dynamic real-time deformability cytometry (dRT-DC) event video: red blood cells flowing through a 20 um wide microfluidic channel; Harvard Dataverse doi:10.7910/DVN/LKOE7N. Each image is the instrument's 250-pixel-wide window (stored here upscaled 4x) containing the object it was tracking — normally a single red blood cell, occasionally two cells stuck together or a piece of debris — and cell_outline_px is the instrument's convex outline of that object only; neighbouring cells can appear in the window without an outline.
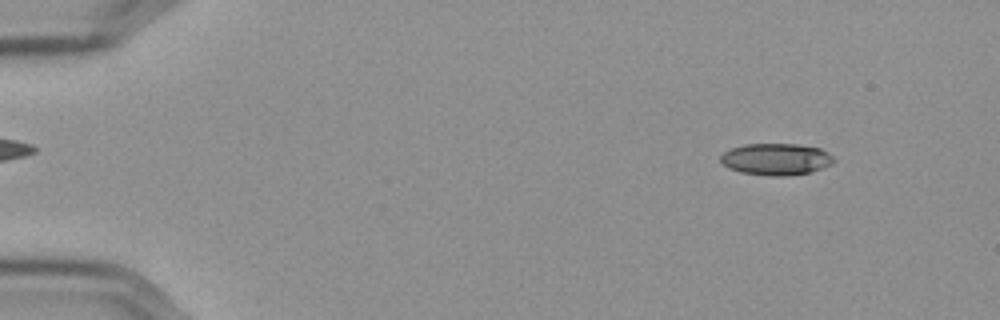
{"species": "Egyptian fruit bat (a non-hibernating species)", "species_latin": "Rousettus aegyptiacus", "temperature_condition": "cold", "stored_images_in_passage": 57, "camera_frame_rate_fps": 3000, "um_per_image_px": 0.085, "frame": {"image": 1, "passage_image": 7, "time_ms": 2.0, "image_size_px": [1000, 320], "cell_outline_px": [[836, 160], [832, 164], [812, 172], [784, 176], [768, 176], [740, 172], [728, 168], [720, 160], [720, 156], [724, 152], [732, 148], [744, 144], [796, 144], [820, 148], [828, 152]], "centroid_in_image_um": [65.98, 13.54], "position_along_channel_um": 19.0, "area_um2": 21.04}}
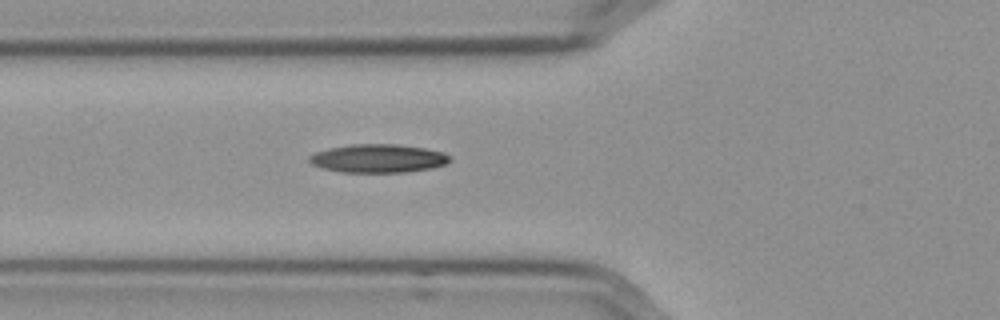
{"frame": {"image": 2, "passage_image": 22, "time_ms": 7.0, "image_size_px": [1000, 320], "cell_outline_px": [[452, 160], [448, 164], [432, 168], [408, 172], [340, 172], [320, 168], [312, 164], [308, 160], [308, 156], [316, 152], [328, 148], [348, 144], [400, 144], [424, 148], [444, 152], [452, 156]], "centroid_in_image_um": [32.17, 13.46], "position_along_channel_um": 93.6, "area_um2": 23.7}}
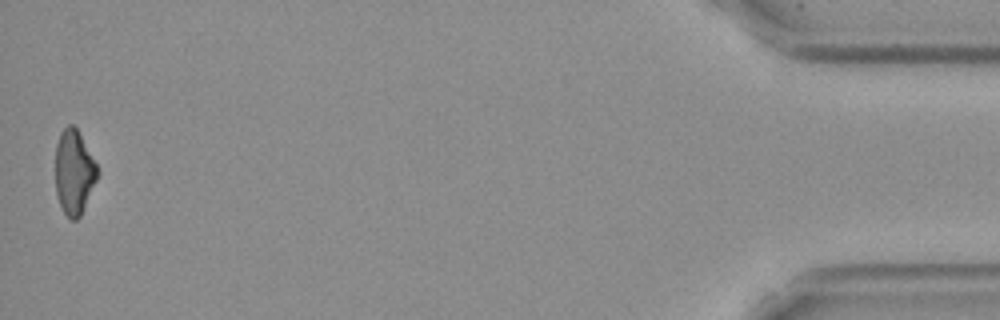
{"frame": {"image": 3, "passage_image": 57, "time_ms": 18.667, "image_size_px": [1000, 320], "cell_outline_px": [[100, 172], [80, 216], [76, 220], [72, 220], [64, 212], [60, 204], [56, 192], [56, 144], [60, 132], [68, 124], [72, 124], [76, 128], [96, 164]], "centroid_in_image_um": [6.29, 14.63], "position_along_channel_um": 428.9, "area_um2": 20.35}, "authors_computed_cell_mechanics": {"area_um2": 21.7328, "velocity_mm_per_s": 3.6027, "shape_relaxation_time_tau1_ms": 6.8911, "shape_relaxation_time_tau2_ms": null, "deformation_change_tau1": 0.1647, "deformation_change_tau2": null}}